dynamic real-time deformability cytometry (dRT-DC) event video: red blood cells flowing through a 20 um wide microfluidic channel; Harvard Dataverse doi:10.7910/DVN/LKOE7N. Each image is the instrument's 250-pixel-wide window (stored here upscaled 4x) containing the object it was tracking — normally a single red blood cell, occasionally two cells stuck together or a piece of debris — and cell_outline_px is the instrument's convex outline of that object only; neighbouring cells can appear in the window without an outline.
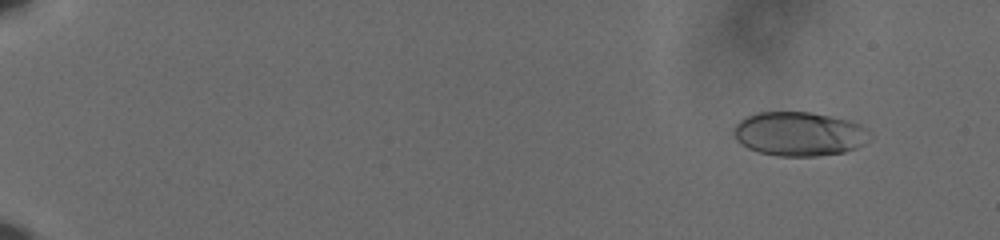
{"species": "human", "species_latin": "Homo sapiens", "temperature_condition": "cold", "stored_images_in_passage": 61, "camera_frame_rate_fps": 3000, "um_per_image_px": 0.085, "donor": {"sex": "male"}, "frame": {"image": 1, "passage_image": 7, "time_ms": 2.0, "image_size_px": [1000, 240], "cell_outline_px": [[872, 136], [864, 144], [856, 148], [844, 152], [816, 156], [776, 156], [756, 152], [740, 144], [736, 140], [732, 132], [732, 128], [744, 116], [756, 112], [812, 112], [832, 116], [848, 120], [868, 128], [872, 132]], "centroid_in_image_um": [67.91, 11.38], "position_along_channel_um": 17.1, "area_um2": 35.6}}
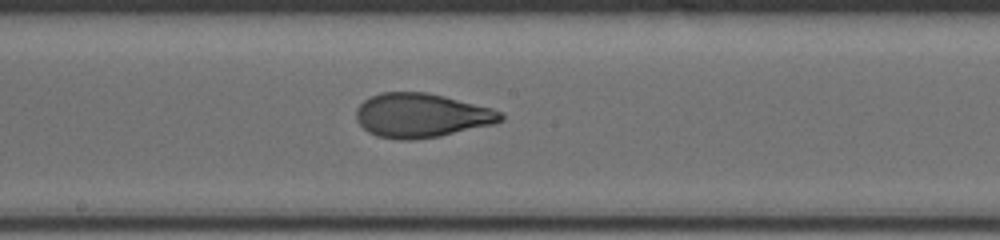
{"frame": {"image": 2, "passage_image": 37, "time_ms": 12.0, "image_size_px": [1000, 240], "cell_outline_px": [[504, 120], [492, 124], [440, 136], [412, 140], [400, 140], [376, 136], [368, 132], [356, 120], [356, 108], [364, 100], [380, 92], [424, 92], [444, 96], [492, 108], [500, 112], [504, 116]], "centroid_in_image_um": [35.79, 9.81], "position_along_channel_um": 212.4, "area_um2": 37.11}}
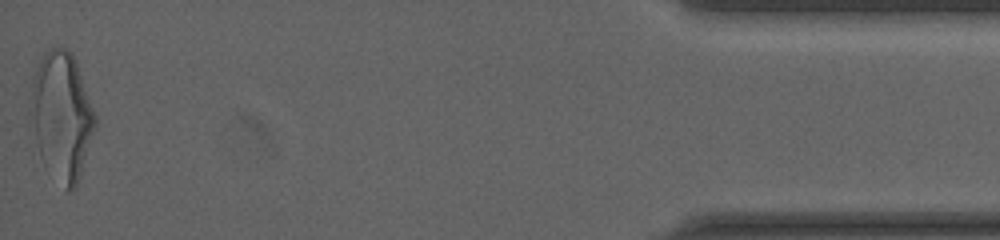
{"frame": {"image": 3, "passage_image": 61, "time_ms": 20.0, "image_size_px": [1000, 240], "cell_outline_px": [[96, 128], [76, 188], [68, 192], [32, 152], [28, 120], [28, 112], [32, 76], [44, 52], [48, 48], [64, 48], [72, 52], [76, 60], [96, 116]], "centroid_in_image_um": [5.16, 9.91], "position_along_channel_um": 430.0, "area_um2": 50.0}, "authors_computed_cell_mechanics": {"area_um2": 36.2984, "velocity_mm_per_s": 3.64, "shape_relaxation_time_tau1_ms": 5.7173, "shape_relaxation_time_tau2_ms": 0.9371, "deformation_change_tau1": 0.1959, "deformation_change_tau2": 0.0769}}